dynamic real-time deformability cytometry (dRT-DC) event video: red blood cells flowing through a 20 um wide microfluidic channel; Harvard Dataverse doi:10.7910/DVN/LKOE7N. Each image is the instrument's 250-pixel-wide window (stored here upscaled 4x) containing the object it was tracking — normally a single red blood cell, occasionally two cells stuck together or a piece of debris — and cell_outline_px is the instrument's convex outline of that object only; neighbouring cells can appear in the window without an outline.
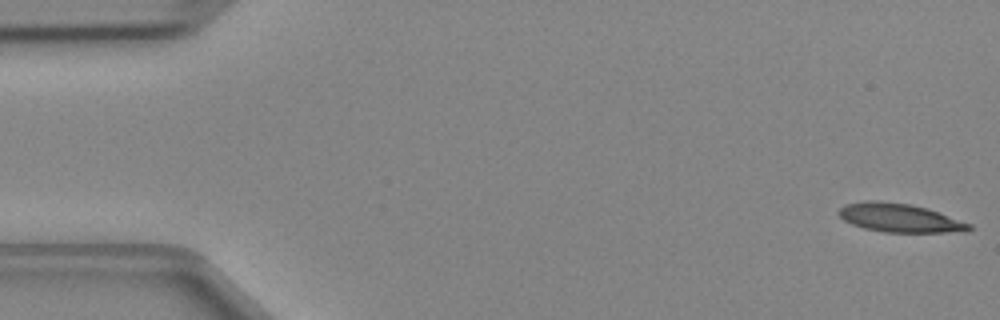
{"species": "Egyptian fruit bat (a non-hibernating species)", "species_latin": "Rousettus aegyptiacus", "temperature_condition": "cold", "stored_images_in_passage": 47, "camera_frame_rate_fps": 3000, "um_per_image_px": 0.085, "animal": {"sex": "female"}, "frame": {"image": 1, "passage_image": 1, "time_ms": 0.0, "image_size_px": [1000, 320], "cell_outline_px": [[972, 228], [968, 232], [884, 232], [864, 228], [852, 224], [844, 220], [836, 212], [844, 204], [868, 200], [876, 200], [912, 204], [928, 208], [972, 224]], "centroid_in_image_um": [76.48, 18.51], "position_along_channel_um": 8.5, "area_um2": 21.96}}
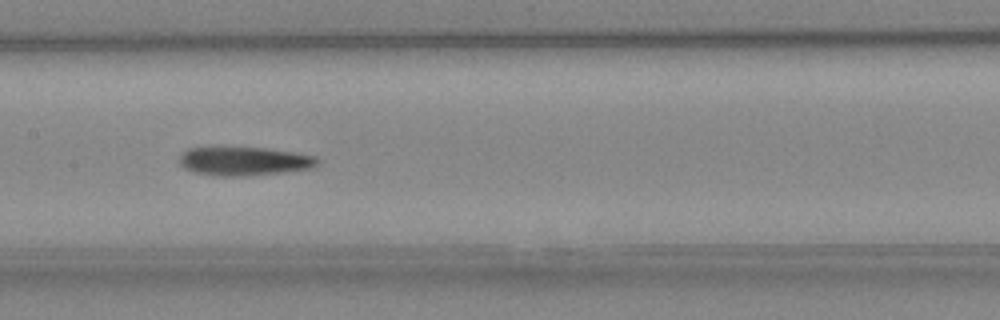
{"frame": {"image": 2, "passage_image": 23, "time_ms": 7.333, "image_size_px": [1000, 320], "cell_outline_px": [[320, 160], [316, 164], [308, 168], [284, 172], [244, 176], [212, 176], [192, 172], [184, 168], [180, 164], [180, 156], [188, 148], [212, 144], [216, 144], [268, 148], [316, 156]], "centroid_in_image_um": [20.63, 13.65], "position_along_channel_um": 186.8, "area_um2": 24.1}}
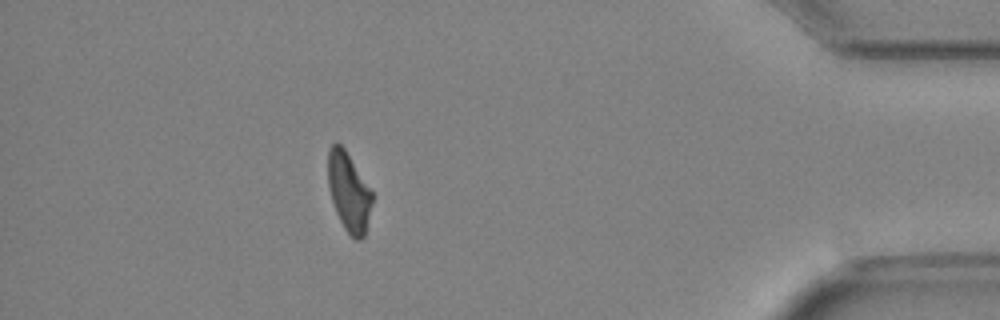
{"frame": {"image": 3, "passage_image": 42, "time_ms": 13.667, "image_size_px": [1000, 320], "cell_outline_px": [[372, 204], [364, 236], [360, 240], [356, 240], [344, 228], [336, 212], [332, 200], [328, 184], [328, 148], [332, 144], [340, 144], [344, 148], [372, 192]], "centroid_in_image_um": [29.63, 16.32], "position_along_channel_um": 405.6, "area_um2": 19.88}}